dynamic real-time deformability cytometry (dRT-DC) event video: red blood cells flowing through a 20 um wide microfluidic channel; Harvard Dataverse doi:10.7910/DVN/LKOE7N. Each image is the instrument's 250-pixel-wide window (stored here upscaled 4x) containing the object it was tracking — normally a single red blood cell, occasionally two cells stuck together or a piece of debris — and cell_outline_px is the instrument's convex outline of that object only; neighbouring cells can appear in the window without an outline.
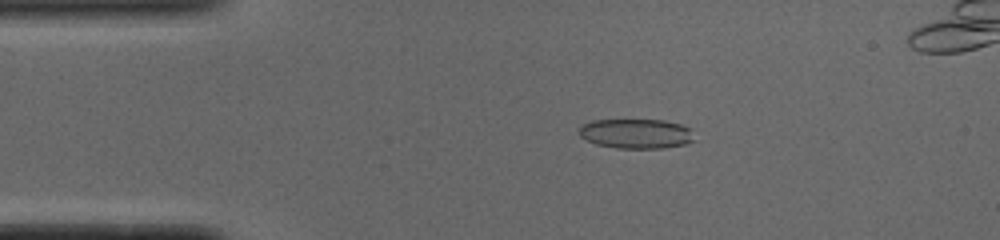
{"species": "common noctule bat (a hibernating species)", "species_latin": "Nyctalus noctula", "temperature_condition": "cold", "stored_images_in_passage": 44, "camera_frame_rate_fps": 3000, "um_per_image_px": 0.085, "animal": {"sex": "male", "body_mass_g": 19.0, "forearm_length_mm": 50.8}, "frame": {"image": 1, "passage_image": 5, "time_ms": 1.333, "image_size_px": [1000, 240], "cell_outline_px": [[696, 140], [684, 144], [660, 148], [616, 148], [596, 144], [580, 136], [580, 128], [584, 124], [592, 120], [664, 120], [680, 124], [692, 128]], "centroid_in_image_um": [54.13, 11.36], "position_along_channel_um": 30.9, "area_um2": 19.94}}
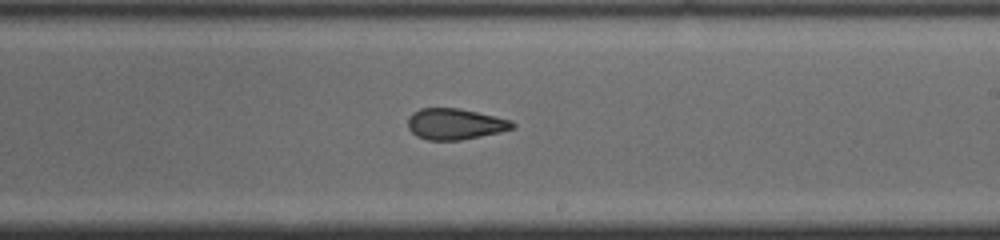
{"frame": {"image": 2, "passage_image": 25, "time_ms": 8.0, "image_size_px": [1000, 240], "cell_outline_px": [[516, 124], [512, 128], [500, 132], [460, 140], [428, 140], [416, 136], [408, 128], [408, 116], [412, 112], [420, 108], [460, 108], [508, 120]], "centroid_in_image_um": [38.61, 10.54], "position_along_channel_um": 250.4, "area_um2": 18.73}}
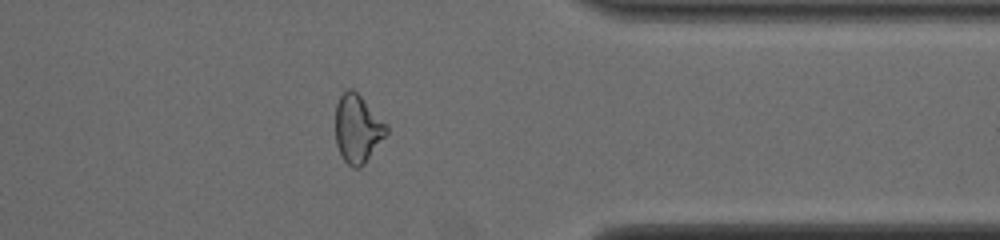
{"frame": {"image": 3, "passage_image": 36, "time_ms": 11.667, "image_size_px": [1000, 240], "cell_outline_px": [[388, 132], [364, 164], [360, 168], [352, 168], [344, 160], [336, 144], [336, 104], [340, 96], [348, 88], [352, 88], [388, 124]], "centroid_in_image_um": [30.4, 10.94], "position_along_channel_um": 381.0, "area_um2": 20.11}, "authors_computed_cell_mechanics": {"area_um2": 19.9121, "velocity_mm_per_s": 3.8925, "shape_relaxation_time_tau1_ms": null, "shape_relaxation_time_tau2_ms": 3.0916, "deformation_change_tau1": null, "deformation_change_tau2": 0.107}}